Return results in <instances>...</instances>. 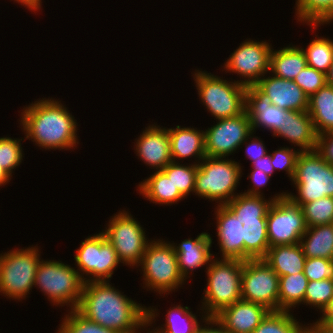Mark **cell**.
I'll return each instance as SVG.
<instances>
[{
	"label": "cell",
	"instance_id": "50",
	"mask_svg": "<svg viewBox=\"0 0 333 333\" xmlns=\"http://www.w3.org/2000/svg\"><path fill=\"white\" fill-rule=\"evenodd\" d=\"M12 177L0 166V187L9 184Z\"/></svg>",
	"mask_w": 333,
	"mask_h": 333
},
{
	"label": "cell",
	"instance_id": "8",
	"mask_svg": "<svg viewBox=\"0 0 333 333\" xmlns=\"http://www.w3.org/2000/svg\"><path fill=\"white\" fill-rule=\"evenodd\" d=\"M84 280L76 267L57 260H40L34 287L40 289L51 305L67 306L70 310L78 307Z\"/></svg>",
	"mask_w": 333,
	"mask_h": 333
},
{
	"label": "cell",
	"instance_id": "36",
	"mask_svg": "<svg viewBox=\"0 0 333 333\" xmlns=\"http://www.w3.org/2000/svg\"><path fill=\"white\" fill-rule=\"evenodd\" d=\"M301 207L307 227L333 223V197L326 196Z\"/></svg>",
	"mask_w": 333,
	"mask_h": 333
},
{
	"label": "cell",
	"instance_id": "45",
	"mask_svg": "<svg viewBox=\"0 0 333 333\" xmlns=\"http://www.w3.org/2000/svg\"><path fill=\"white\" fill-rule=\"evenodd\" d=\"M322 315L317 321L310 323L311 328L320 333H326L333 328V298L329 304L322 310Z\"/></svg>",
	"mask_w": 333,
	"mask_h": 333
},
{
	"label": "cell",
	"instance_id": "54",
	"mask_svg": "<svg viewBox=\"0 0 333 333\" xmlns=\"http://www.w3.org/2000/svg\"><path fill=\"white\" fill-rule=\"evenodd\" d=\"M326 333H333V328L329 331H327Z\"/></svg>",
	"mask_w": 333,
	"mask_h": 333
},
{
	"label": "cell",
	"instance_id": "2",
	"mask_svg": "<svg viewBox=\"0 0 333 333\" xmlns=\"http://www.w3.org/2000/svg\"><path fill=\"white\" fill-rule=\"evenodd\" d=\"M123 293L110 281L84 283L75 310L86 319L118 333H135L143 328L147 306Z\"/></svg>",
	"mask_w": 333,
	"mask_h": 333
},
{
	"label": "cell",
	"instance_id": "22",
	"mask_svg": "<svg viewBox=\"0 0 333 333\" xmlns=\"http://www.w3.org/2000/svg\"><path fill=\"white\" fill-rule=\"evenodd\" d=\"M317 133L308 111L285 110L282 125L273 137L286 139L300 152L316 150Z\"/></svg>",
	"mask_w": 333,
	"mask_h": 333
},
{
	"label": "cell",
	"instance_id": "23",
	"mask_svg": "<svg viewBox=\"0 0 333 333\" xmlns=\"http://www.w3.org/2000/svg\"><path fill=\"white\" fill-rule=\"evenodd\" d=\"M170 136V153L173 162H180L182 159H195L198 165L205 153V130H198L196 127H182L176 125L168 128ZM197 159V160H196ZM198 161V162H197Z\"/></svg>",
	"mask_w": 333,
	"mask_h": 333
},
{
	"label": "cell",
	"instance_id": "5",
	"mask_svg": "<svg viewBox=\"0 0 333 333\" xmlns=\"http://www.w3.org/2000/svg\"><path fill=\"white\" fill-rule=\"evenodd\" d=\"M139 267L144 285L142 287L146 291H154L164 297L186 284L179 272L173 246L163 238L151 239L137 268Z\"/></svg>",
	"mask_w": 333,
	"mask_h": 333
},
{
	"label": "cell",
	"instance_id": "55",
	"mask_svg": "<svg viewBox=\"0 0 333 333\" xmlns=\"http://www.w3.org/2000/svg\"><path fill=\"white\" fill-rule=\"evenodd\" d=\"M144 329L142 328V330H138L137 332H135V333H141L140 331H143ZM148 333V332H147Z\"/></svg>",
	"mask_w": 333,
	"mask_h": 333
},
{
	"label": "cell",
	"instance_id": "43",
	"mask_svg": "<svg viewBox=\"0 0 333 333\" xmlns=\"http://www.w3.org/2000/svg\"><path fill=\"white\" fill-rule=\"evenodd\" d=\"M251 172L248 173L247 178L250 179V185H252L251 189L249 188L247 191L242 192L247 195H256V196H264L262 189L265 188L269 184L270 175H267L265 172L260 171L258 169H252Z\"/></svg>",
	"mask_w": 333,
	"mask_h": 333
},
{
	"label": "cell",
	"instance_id": "38",
	"mask_svg": "<svg viewBox=\"0 0 333 333\" xmlns=\"http://www.w3.org/2000/svg\"><path fill=\"white\" fill-rule=\"evenodd\" d=\"M333 298V279L308 281L302 305L322 310Z\"/></svg>",
	"mask_w": 333,
	"mask_h": 333
},
{
	"label": "cell",
	"instance_id": "47",
	"mask_svg": "<svg viewBox=\"0 0 333 333\" xmlns=\"http://www.w3.org/2000/svg\"><path fill=\"white\" fill-rule=\"evenodd\" d=\"M156 308L157 307L153 308V306L147 307V315L143 322V329H145V331L147 329L148 333H169L159 327L152 326V324L155 323L157 317L159 316L158 308L157 309ZM148 326H150L153 329H150V328L148 329Z\"/></svg>",
	"mask_w": 333,
	"mask_h": 333
},
{
	"label": "cell",
	"instance_id": "1",
	"mask_svg": "<svg viewBox=\"0 0 333 333\" xmlns=\"http://www.w3.org/2000/svg\"><path fill=\"white\" fill-rule=\"evenodd\" d=\"M285 192L265 196L237 195L225 205H215L216 233L220 258L263 259L269 249L267 211L274 200Z\"/></svg>",
	"mask_w": 333,
	"mask_h": 333
},
{
	"label": "cell",
	"instance_id": "41",
	"mask_svg": "<svg viewBox=\"0 0 333 333\" xmlns=\"http://www.w3.org/2000/svg\"><path fill=\"white\" fill-rule=\"evenodd\" d=\"M303 272L308 281L333 279V260L306 258Z\"/></svg>",
	"mask_w": 333,
	"mask_h": 333
},
{
	"label": "cell",
	"instance_id": "6",
	"mask_svg": "<svg viewBox=\"0 0 333 333\" xmlns=\"http://www.w3.org/2000/svg\"><path fill=\"white\" fill-rule=\"evenodd\" d=\"M242 170L241 163L234 159L206 156L198 164L194 193L216 205H225L237 195Z\"/></svg>",
	"mask_w": 333,
	"mask_h": 333
},
{
	"label": "cell",
	"instance_id": "27",
	"mask_svg": "<svg viewBox=\"0 0 333 333\" xmlns=\"http://www.w3.org/2000/svg\"><path fill=\"white\" fill-rule=\"evenodd\" d=\"M307 111L317 135L333 131V86L326 84L311 95Z\"/></svg>",
	"mask_w": 333,
	"mask_h": 333
},
{
	"label": "cell",
	"instance_id": "17",
	"mask_svg": "<svg viewBox=\"0 0 333 333\" xmlns=\"http://www.w3.org/2000/svg\"><path fill=\"white\" fill-rule=\"evenodd\" d=\"M142 131L134 142L136 156L153 171L162 170L172 162L168 128L154 122Z\"/></svg>",
	"mask_w": 333,
	"mask_h": 333
},
{
	"label": "cell",
	"instance_id": "10",
	"mask_svg": "<svg viewBox=\"0 0 333 333\" xmlns=\"http://www.w3.org/2000/svg\"><path fill=\"white\" fill-rule=\"evenodd\" d=\"M291 182L297 194H285L300 206L326 196L333 197V165L316 150L300 152Z\"/></svg>",
	"mask_w": 333,
	"mask_h": 333
},
{
	"label": "cell",
	"instance_id": "37",
	"mask_svg": "<svg viewBox=\"0 0 333 333\" xmlns=\"http://www.w3.org/2000/svg\"><path fill=\"white\" fill-rule=\"evenodd\" d=\"M21 139L9 136L0 137V166L12 177L13 171L20 166L24 158Z\"/></svg>",
	"mask_w": 333,
	"mask_h": 333
},
{
	"label": "cell",
	"instance_id": "35",
	"mask_svg": "<svg viewBox=\"0 0 333 333\" xmlns=\"http://www.w3.org/2000/svg\"><path fill=\"white\" fill-rule=\"evenodd\" d=\"M67 310L68 314L61 318L62 321L56 333H118L86 319L76 310H69L68 308Z\"/></svg>",
	"mask_w": 333,
	"mask_h": 333
},
{
	"label": "cell",
	"instance_id": "3",
	"mask_svg": "<svg viewBox=\"0 0 333 333\" xmlns=\"http://www.w3.org/2000/svg\"><path fill=\"white\" fill-rule=\"evenodd\" d=\"M29 104L18 119L25 140L45 151L75 150L79 144L78 123L61 100L44 97Z\"/></svg>",
	"mask_w": 333,
	"mask_h": 333
},
{
	"label": "cell",
	"instance_id": "13",
	"mask_svg": "<svg viewBox=\"0 0 333 333\" xmlns=\"http://www.w3.org/2000/svg\"><path fill=\"white\" fill-rule=\"evenodd\" d=\"M273 46L266 40L251 38L243 41L236 50L234 49L222 71L235 73L240 80L236 82L245 85H255L265 74L270 72V54ZM242 77V80H241Z\"/></svg>",
	"mask_w": 333,
	"mask_h": 333
},
{
	"label": "cell",
	"instance_id": "39",
	"mask_svg": "<svg viewBox=\"0 0 333 333\" xmlns=\"http://www.w3.org/2000/svg\"><path fill=\"white\" fill-rule=\"evenodd\" d=\"M310 97L327 84L326 74L306 66L293 80Z\"/></svg>",
	"mask_w": 333,
	"mask_h": 333
},
{
	"label": "cell",
	"instance_id": "53",
	"mask_svg": "<svg viewBox=\"0 0 333 333\" xmlns=\"http://www.w3.org/2000/svg\"><path fill=\"white\" fill-rule=\"evenodd\" d=\"M307 333H320V332H316V331H314L312 328H310V329L307 331Z\"/></svg>",
	"mask_w": 333,
	"mask_h": 333
},
{
	"label": "cell",
	"instance_id": "33",
	"mask_svg": "<svg viewBox=\"0 0 333 333\" xmlns=\"http://www.w3.org/2000/svg\"><path fill=\"white\" fill-rule=\"evenodd\" d=\"M304 51L307 61V66L321 71L325 74L329 72L330 66L333 63V40L329 37L315 35V39L307 45L306 48L300 46Z\"/></svg>",
	"mask_w": 333,
	"mask_h": 333
},
{
	"label": "cell",
	"instance_id": "44",
	"mask_svg": "<svg viewBox=\"0 0 333 333\" xmlns=\"http://www.w3.org/2000/svg\"><path fill=\"white\" fill-rule=\"evenodd\" d=\"M316 151L326 162L333 165V131L317 136Z\"/></svg>",
	"mask_w": 333,
	"mask_h": 333
},
{
	"label": "cell",
	"instance_id": "29",
	"mask_svg": "<svg viewBox=\"0 0 333 333\" xmlns=\"http://www.w3.org/2000/svg\"><path fill=\"white\" fill-rule=\"evenodd\" d=\"M308 278L304 272L279 277L278 311H291L303 303Z\"/></svg>",
	"mask_w": 333,
	"mask_h": 333
},
{
	"label": "cell",
	"instance_id": "28",
	"mask_svg": "<svg viewBox=\"0 0 333 333\" xmlns=\"http://www.w3.org/2000/svg\"><path fill=\"white\" fill-rule=\"evenodd\" d=\"M299 244L306 258L333 260V223L308 227Z\"/></svg>",
	"mask_w": 333,
	"mask_h": 333
},
{
	"label": "cell",
	"instance_id": "32",
	"mask_svg": "<svg viewBox=\"0 0 333 333\" xmlns=\"http://www.w3.org/2000/svg\"><path fill=\"white\" fill-rule=\"evenodd\" d=\"M173 306L166 312L165 323L158 326L169 333H196L198 326L207 317L204 312H200L202 315L199 316L202 317L199 321L198 315L192 313L191 307L182 304Z\"/></svg>",
	"mask_w": 333,
	"mask_h": 333
},
{
	"label": "cell",
	"instance_id": "24",
	"mask_svg": "<svg viewBox=\"0 0 333 333\" xmlns=\"http://www.w3.org/2000/svg\"><path fill=\"white\" fill-rule=\"evenodd\" d=\"M150 177L145 178L136 187L137 191L147 198L149 202L153 204L168 205L178 204L184 198L177 187L172 183L169 178L162 170L155 171Z\"/></svg>",
	"mask_w": 333,
	"mask_h": 333
},
{
	"label": "cell",
	"instance_id": "11",
	"mask_svg": "<svg viewBox=\"0 0 333 333\" xmlns=\"http://www.w3.org/2000/svg\"><path fill=\"white\" fill-rule=\"evenodd\" d=\"M105 226L101 232L113 245L119 261L132 269L137 268L151 242L141 223L124 208L111 216Z\"/></svg>",
	"mask_w": 333,
	"mask_h": 333
},
{
	"label": "cell",
	"instance_id": "30",
	"mask_svg": "<svg viewBox=\"0 0 333 333\" xmlns=\"http://www.w3.org/2000/svg\"><path fill=\"white\" fill-rule=\"evenodd\" d=\"M297 23L309 25L312 29L331 23V0H296Z\"/></svg>",
	"mask_w": 333,
	"mask_h": 333
},
{
	"label": "cell",
	"instance_id": "19",
	"mask_svg": "<svg viewBox=\"0 0 333 333\" xmlns=\"http://www.w3.org/2000/svg\"><path fill=\"white\" fill-rule=\"evenodd\" d=\"M213 239L207 232H202L195 239L186 238L181 243H171L177 255L178 269L181 276L187 281L194 270L208 267L214 256L211 253ZM176 244V245H175Z\"/></svg>",
	"mask_w": 333,
	"mask_h": 333
},
{
	"label": "cell",
	"instance_id": "14",
	"mask_svg": "<svg viewBox=\"0 0 333 333\" xmlns=\"http://www.w3.org/2000/svg\"><path fill=\"white\" fill-rule=\"evenodd\" d=\"M307 228L302 207L286 194L271 203L267 211L269 247L298 244Z\"/></svg>",
	"mask_w": 333,
	"mask_h": 333
},
{
	"label": "cell",
	"instance_id": "52",
	"mask_svg": "<svg viewBox=\"0 0 333 333\" xmlns=\"http://www.w3.org/2000/svg\"><path fill=\"white\" fill-rule=\"evenodd\" d=\"M333 23V0H331V24Z\"/></svg>",
	"mask_w": 333,
	"mask_h": 333
},
{
	"label": "cell",
	"instance_id": "12",
	"mask_svg": "<svg viewBox=\"0 0 333 333\" xmlns=\"http://www.w3.org/2000/svg\"><path fill=\"white\" fill-rule=\"evenodd\" d=\"M73 257L84 283L110 281L121 263L113 245L101 231L81 241Z\"/></svg>",
	"mask_w": 333,
	"mask_h": 333
},
{
	"label": "cell",
	"instance_id": "49",
	"mask_svg": "<svg viewBox=\"0 0 333 333\" xmlns=\"http://www.w3.org/2000/svg\"><path fill=\"white\" fill-rule=\"evenodd\" d=\"M14 2L24 6V8L28 9L31 12L33 11L35 14L38 11L42 10V0H14Z\"/></svg>",
	"mask_w": 333,
	"mask_h": 333
},
{
	"label": "cell",
	"instance_id": "51",
	"mask_svg": "<svg viewBox=\"0 0 333 333\" xmlns=\"http://www.w3.org/2000/svg\"><path fill=\"white\" fill-rule=\"evenodd\" d=\"M327 84L333 86V63L330 66L329 72L326 74Z\"/></svg>",
	"mask_w": 333,
	"mask_h": 333
},
{
	"label": "cell",
	"instance_id": "40",
	"mask_svg": "<svg viewBox=\"0 0 333 333\" xmlns=\"http://www.w3.org/2000/svg\"><path fill=\"white\" fill-rule=\"evenodd\" d=\"M294 147H279L278 150L272 152L271 155V163L274 167V170L279 171H285L288 175L290 181H292L294 173H295V167H296V161L298 158V155L300 153L299 149L295 150Z\"/></svg>",
	"mask_w": 333,
	"mask_h": 333
},
{
	"label": "cell",
	"instance_id": "16",
	"mask_svg": "<svg viewBox=\"0 0 333 333\" xmlns=\"http://www.w3.org/2000/svg\"><path fill=\"white\" fill-rule=\"evenodd\" d=\"M216 123L205 129V153L207 157L228 158L229 155H233L234 152L242 148V143L252 133L250 119L246 111L235 117L218 119Z\"/></svg>",
	"mask_w": 333,
	"mask_h": 333
},
{
	"label": "cell",
	"instance_id": "4",
	"mask_svg": "<svg viewBox=\"0 0 333 333\" xmlns=\"http://www.w3.org/2000/svg\"><path fill=\"white\" fill-rule=\"evenodd\" d=\"M242 260L214 257L207 271V284L202 296V312L215 316L223 308L241 300Z\"/></svg>",
	"mask_w": 333,
	"mask_h": 333
},
{
	"label": "cell",
	"instance_id": "25",
	"mask_svg": "<svg viewBox=\"0 0 333 333\" xmlns=\"http://www.w3.org/2000/svg\"><path fill=\"white\" fill-rule=\"evenodd\" d=\"M263 259L281 277L303 272L306 256L298 243L269 247Z\"/></svg>",
	"mask_w": 333,
	"mask_h": 333
},
{
	"label": "cell",
	"instance_id": "42",
	"mask_svg": "<svg viewBox=\"0 0 333 333\" xmlns=\"http://www.w3.org/2000/svg\"><path fill=\"white\" fill-rule=\"evenodd\" d=\"M254 132H252L248 138L242 143V147L245 145V158H248L251 161V165L255 162V160H259V158L268 154V149L265 147V143L261 138L254 136Z\"/></svg>",
	"mask_w": 333,
	"mask_h": 333
},
{
	"label": "cell",
	"instance_id": "26",
	"mask_svg": "<svg viewBox=\"0 0 333 333\" xmlns=\"http://www.w3.org/2000/svg\"><path fill=\"white\" fill-rule=\"evenodd\" d=\"M307 66L306 56L300 45L289 44L280 49L272 48L270 72L276 77L293 81L297 74Z\"/></svg>",
	"mask_w": 333,
	"mask_h": 333
},
{
	"label": "cell",
	"instance_id": "9",
	"mask_svg": "<svg viewBox=\"0 0 333 333\" xmlns=\"http://www.w3.org/2000/svg\"><path fill=\"white\" fill-rule=\"evenodd\" d=\"M39 248L36 244L0 254V295L14 301L26 300L41 260Z\"/></svg>",
	"mask_w": 333,
	"mask_h": 333
},
{
	"label": "cell",
	"instance_id": "46",
	"mask_svg": "<svg viewBox=\"0 0 333 333\" xmlns=\"http://www.w3.org/2000/svg\"><path fill=\"white\" fill-rule=\"evenodd\" d=\"M204 323V324H203ZM196 333H228L214 316H207L201 325L198 326Z\"/></svg>",
	"mask_w": 333,
	"mask_h": 333
},
{
	"label": "cell",
	"instance_id": "20",
	"mask_svg": "<svg viewBox=\"0 0 333 333\" xmlns=\"http://www.w3.org/2000/svg\"><path fill=\"white\" fill-rule=\"evenodd\" d=\"M269 312L263 305L241 299L214 317L228 333H252Z\"/></svg>",
	"mask_w": 333,
	"mask_h": 333
},
{
	"label": "cell",
	"instance_id": "48",
	"mask_svg": "<svg viewBox=\"0 0 333 333\" xmlns=\"http://www.w3.org/2000/svg\"><path fill=\"white\" fill-rule=\"evenodd\" d=\"M251 167L252 169H258L260 171H263L270 176H272L275 171L271 163V155L269 153L259 158V160H255Z\"/></svg>",
	"mask_w": 333,
	"mask_h": 333
},
{
	"label": "cell",
	"instance_id": "21",
	"mask_svg": "<svg viewBox=\"0 0 333 333\" xmlns=\"http://www.w3.org/2000/svg\"><path fill=\"white\" fill-rule=\"evenodd\" d=\"M255 85L270 99L275 106L292 111H307L309 97L291 80L274 76L269 72Z\"/></svg>",
	"mask_w": 333,
	"mask_h": 333
},
{
	"label": "cell",
	"instance_id": "7",
	"mask_svg": "<svg viewBox=\"0 0 333 333\" xmlns=\"http://www.w3.org/2000/svg\"><path fill=\"white\" fill-rule=\"evenodd\" d=\"M192 74L200 102L214 120L235 117L245 111V85L202 69H195Z\"/></svg>",
	"mask_w": 333,
	"mask_h": 333
},
{
	"label": "cell",
	"instance_id": "34",
	"mask_svg": "<svg viewBox=\"0 0 333 333\" xmlns=\"http://www.w3.org/2000/svg\"><path fill=\"white\" fill-rule=\"evenodd\" d=\"M183 162H170L162 171L172 180V183L185 198L194 194L195 178L198 165L193 163L182 164Z\"/></svg>",
	"mask_w": 333,
	"mask_h": 333
},
{
	"label": "cell",
	"instance_id": "18",
	"mask_svg": "<svg viewBox=\"0 0 333 333\" xmlns=\"http://www.w3.org/2000/svg\"><path fill=\"white\" fill-rule=\"evenodd\" d=\"M245 111L250 119L252 132L258 128L270 131L272 135L282 125L285 109L272 104L271 99L256 85L247 87L245 93Z\"/></svg>",
	"mask_w": 333,
	"mask_h": 333
},
{
	"label": "cell",
	"instance_id": "15",
	"mask_svg": "<svg viewBox=\"0 0 333 333\" xmlns=\"http://www.w3.org/2000/svg\"><path fill=\"white\" fill-rule=\"evenodd\" d=\"M279 276L264 259L244 261L241 281L242 300L278 311Z\"/></svg>",
	"mask_w": 333,
	"mask_h": 333
},
{
	"label": "cell",
	"instance_id": "31",
	"mask_svg": "<svg viewBox=\"0 0 333 333\" xmlns=\"http://www.w3.org/2000/svg\"><path fill=\"white\" fill-rule=\"evenodd\" d=\"M292 311H270L252 333H307V325L294 317Z\"/></svg>",
	"mask_w": 333,
	"mask_h": 333
}]
</instances>
